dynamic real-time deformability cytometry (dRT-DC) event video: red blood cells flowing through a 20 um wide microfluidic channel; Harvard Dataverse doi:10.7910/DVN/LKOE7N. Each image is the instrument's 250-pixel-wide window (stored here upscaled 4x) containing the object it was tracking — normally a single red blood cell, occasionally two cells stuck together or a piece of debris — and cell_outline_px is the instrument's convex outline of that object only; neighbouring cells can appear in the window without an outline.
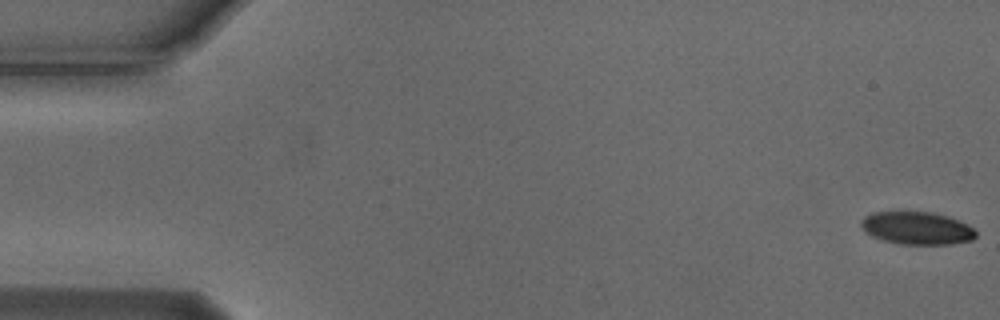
{"species": "Egyptian fruit bat (a non-hibernating species)", "species_latin": "Rousettus aegyptiacus", "temperature_condition": "cold", "stored_images_in_passage": 55, "camera_frame_rate_fps": 3000, "um_per_image_px": 0.085, "animal": {"sex": "male"}, "frame": {"image": 1, "passage_image": 1, "time_ms": 0.0, "image_size_px": [1000, 320], "cell_outline_px": [[976, 236], [972, 240], [948, 244], [900, 244], [884, 240], [872, 236], [860, 224], [860, 220], [864, 216], [872, 212], [932, 212], [948, 216], [968, 224], [976, 232]], "centroid_in_image_um": [77.94, 19.38], "position_along_channel_um": 7.1, "area_um2": 21.73}}
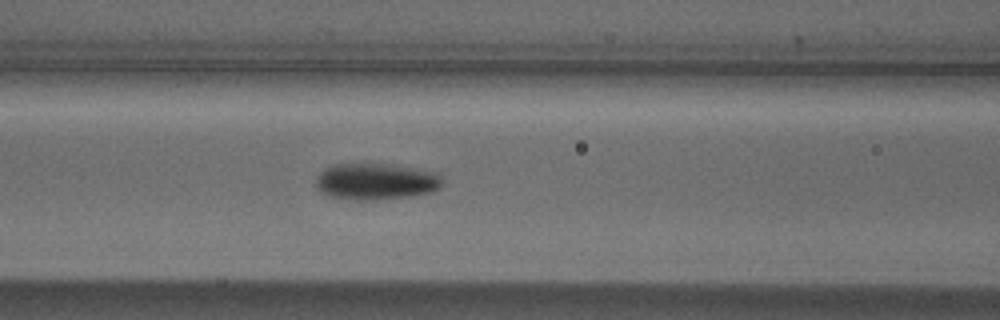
{"frame": {"image": 2, "passage_image": 23, "time_ms": 7.333, "image_size_px": [1000, 320], "cell_outline_px": [[440, 188], [432, 192], [412, 196], [376, 200], [356, 200], [328, 196], [320, 192], [316, 188], [316, 180], [320, 172], [324, 168], [332, 164], [384, 164], [432, 172], [440, 176]], "centroid_in_image_um": [31.87, 15.45], "position_along_channel_um": 134.7, "area_um2": 26.65}}
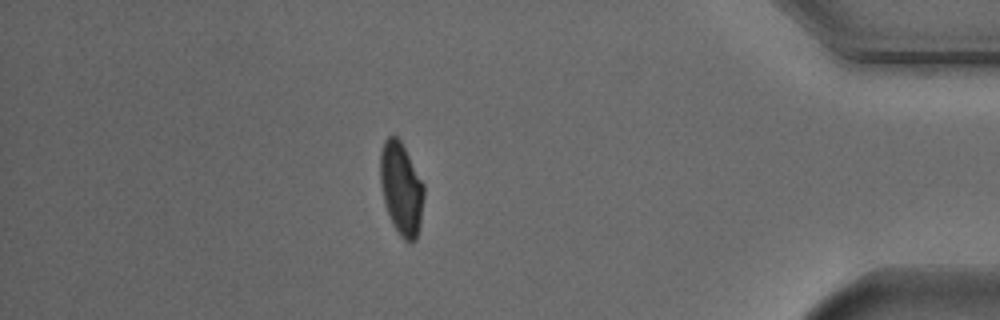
{"frame": {"image": 3, "passage_image": 48, "time_ms": 15.667, "image_size_px": [1000, 320], "cell_outline_px": [[424, 196], [420, 224], [416, 240], [412, 244], [404, 240], [400, 236], [392, 224], [384, 204], [380, 184], [380, 152], [384, 140], [388, 136], [396, 136], [400, 140], [424, 184]], "centroid_in_image_um": [34.1, 16.06], "position_along_channel_um": 401.1, "area_um2": 23.76}, "authors_computed_cell_mechanics": {"area_um2": 24.276, "velocity_mm_per_s": 3.7176, "shape_relaxation_time_tau1_ms": 3.4607, "shape_relaxation_time_tau2_ms": 2.4389, "deformation_change_tau1": 0.1171, "deformation_change_tau2": 0.0536}}